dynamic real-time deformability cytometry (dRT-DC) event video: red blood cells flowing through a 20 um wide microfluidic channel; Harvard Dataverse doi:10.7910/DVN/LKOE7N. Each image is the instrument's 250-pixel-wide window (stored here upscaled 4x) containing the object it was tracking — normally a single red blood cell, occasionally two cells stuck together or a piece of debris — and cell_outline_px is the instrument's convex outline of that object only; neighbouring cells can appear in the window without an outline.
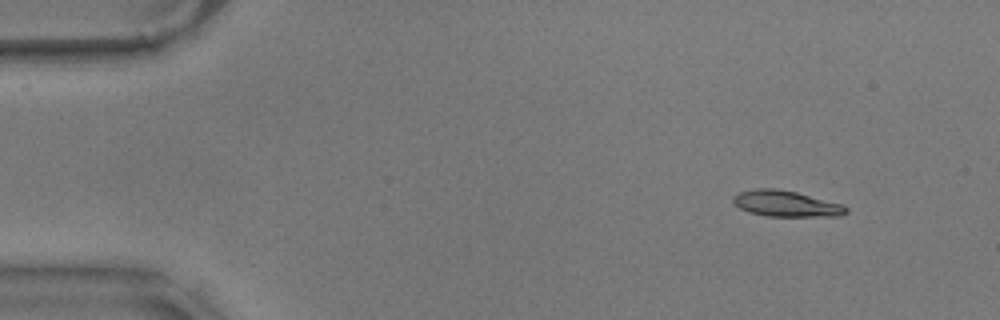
{"species": "common noctule bat (a hibernating species)", "species_latin": "Nyctalus noctula", "temperature_condition": "warm", "stored_images_in_passage": 16, "camera_frame_rate_fps": 3000, "um_per_image_px": 0.085, "animal": {"sex": "male", "body_mass_g": 17.9}, "frame": {"image": 1, "passage_image": 1, "time_ms": 0.0, "image_size_px": [1000, 320], "cell_outline_px": [[848, 212], [840, 216], [768, 216], [748, 212], [740, 208], [732, 200], [732, 196], [736, 192], [756, 188], [776, 188], [796, 192], [844, 204], [848, 208]], "centroid_in_image_um": [66.81, 17.3], "position_along_channel_um": 18.2, "area_um2": 17.28}}
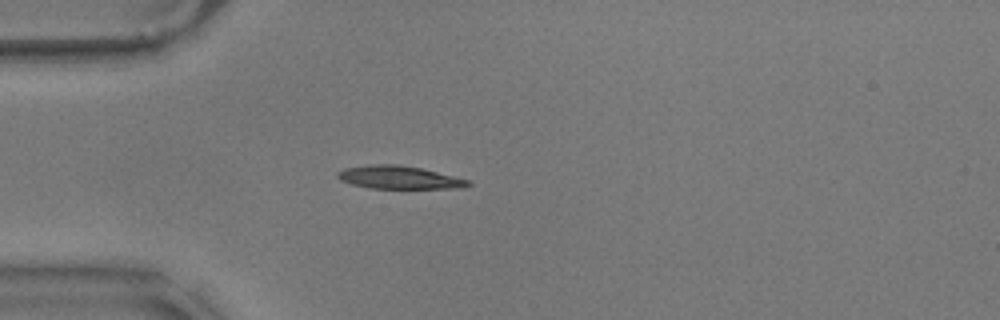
{"frame": {"image": 2, "passage_image": 11, "time_ms": 3.333, "image_size_px": [1000, 320], "cell_outline_px": [[472, 184], [464, 188], [372, 188], [352, 184], [340, 180], [336, 176], [336, 172], [344, 168], [368, 164], [400, 164], [420, 168], [468, 180]], "centroid_in_image_um": [33.87, 15.07], "position_along_channel_um": 51.1, "area_um2": 17.4}}